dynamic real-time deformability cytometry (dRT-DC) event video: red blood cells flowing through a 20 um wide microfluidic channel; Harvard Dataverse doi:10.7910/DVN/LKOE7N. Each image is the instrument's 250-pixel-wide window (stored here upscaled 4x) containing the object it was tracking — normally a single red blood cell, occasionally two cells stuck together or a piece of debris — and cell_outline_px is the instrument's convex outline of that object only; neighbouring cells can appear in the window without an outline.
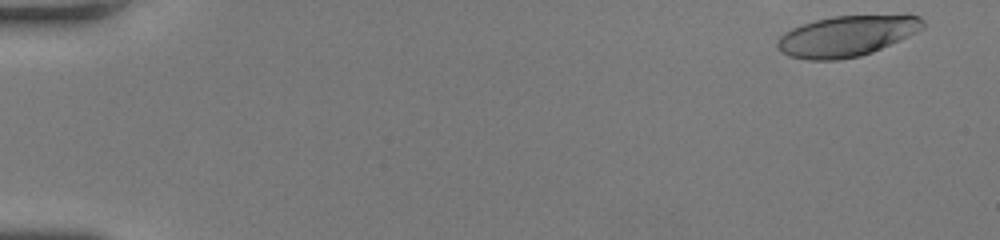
{"species": "human", "species_latin": "Homo sapiens", "temperature_condition": "room temperature", "stored_images_in_passage": 16, "camera_frame_rate_fps": 3000, "um_per_image_px": 0.085, "donor": {"sex": "female"}, "frame": {"image": 1, "passage_image": 2, "time_ms": 0.333, "image_size_px": [1000, 240], "cell_outline_px": [[924, 28], [916, 32], [872, 52], [860, 56], [836, 60], [808, 60], [788, 56], [776, 44], [776, 40], [784, 32], [792, 28], [816, 20], [832, 16], [920, 16], [924, 20]], "centroid_in_image_um": [71.93, 3.07], "position_along_channel_um": 13.1, "area_um2": 33.93}}